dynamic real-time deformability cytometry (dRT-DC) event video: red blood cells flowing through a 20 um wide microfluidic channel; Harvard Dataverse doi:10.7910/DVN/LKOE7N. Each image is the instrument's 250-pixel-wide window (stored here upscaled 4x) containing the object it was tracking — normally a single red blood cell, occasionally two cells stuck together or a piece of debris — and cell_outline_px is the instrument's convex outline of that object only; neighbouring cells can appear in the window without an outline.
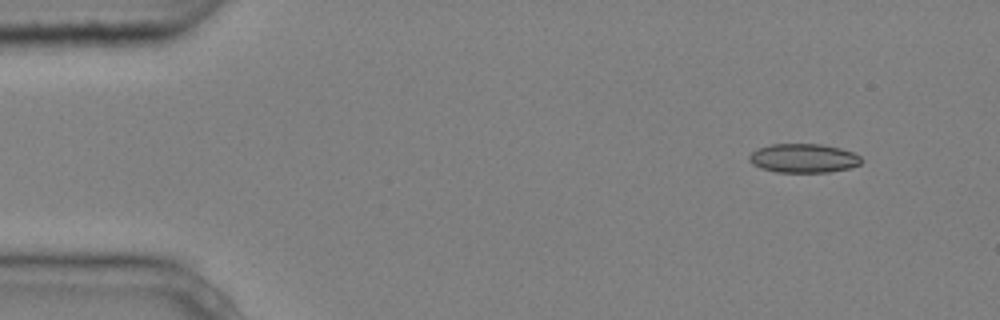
{"species": "common noctule bat (a hibernating species)", "species_latin": "Nyctalus noctula", "temperature_condition": "cold", "stored_images_in_passage": 4, "segment_of_instrument_passage": [2, 2], "camera_frame_rate_fps": 3000, "um_per_image_px": 0.085, "animal": {"sex": "male", "body_mass_g": 20.4}, "frame": {"image": 1, "passage_image": 4, "time_ms": 1.0, "image_size_px": [1000, 320], "cell_outline_px": [[864, 160], [860, 164], [848, 168], [828, 172], [776, 172], [760, 168], [752, 164], [748, 160], [748, 156], [756, 148], [772, 144], [820, 144], [840, 148], [852, 152], [860, 156]], "centroid_in_image_um": [68.27, 13.45], "position_along_channel_um": 16.7, "area_um2": 19.02}}